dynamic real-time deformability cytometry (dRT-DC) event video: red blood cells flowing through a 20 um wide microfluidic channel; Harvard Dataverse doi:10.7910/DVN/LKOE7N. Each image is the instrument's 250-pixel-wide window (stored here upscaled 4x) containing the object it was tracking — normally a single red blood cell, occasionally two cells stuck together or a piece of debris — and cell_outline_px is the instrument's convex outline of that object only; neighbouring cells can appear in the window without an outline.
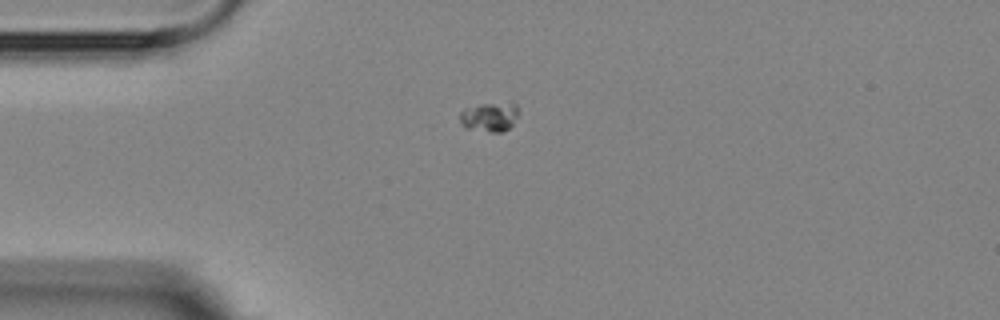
{"species": "Egyptian fruit bat (a non-hibernating species)", "species_latin": "Rousettus aegyptiacus", "temperature_condition": "room temperature", "stored_images_in_passage": 7, "camera_frame_rate_fps": 3000, "um_per_image_px": 0.085, "animal": {"sex": "female"}, "frame": {"image": 1, "passage_image": 4, "time_ms": 3.333, "image_size_px": [1000, 320], "cell_outline_px": [[520, 112], [512, 124], [504, 132], [488, 132], [464, 128], [460, 120], [460, 112], [464, 108], [480, 104], [512, 100], [516, 104]], "centroid_in_image_um": [41.65, 9.9], "position_along_channel_um": 43.4, "area_um2": 10.52}}
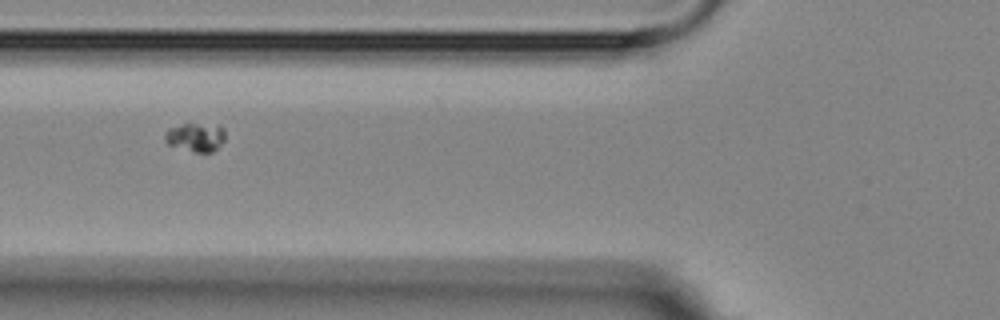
{"frame": {"image": 2, "passage_image": 6, "time_ms": 5.667, "image_size_px": [1000, 320], "cell_outline_px": [[224, 140], [212, 152], [192, 152], [168, 144], [164, 140], [164, 132], [168, 128], [180, 124], [220, 124], [224, 128]], "centroid_in_image_um": [16.61, 11.64], "position_along_channel_um": 109.2, "area_um2": 10.23}}
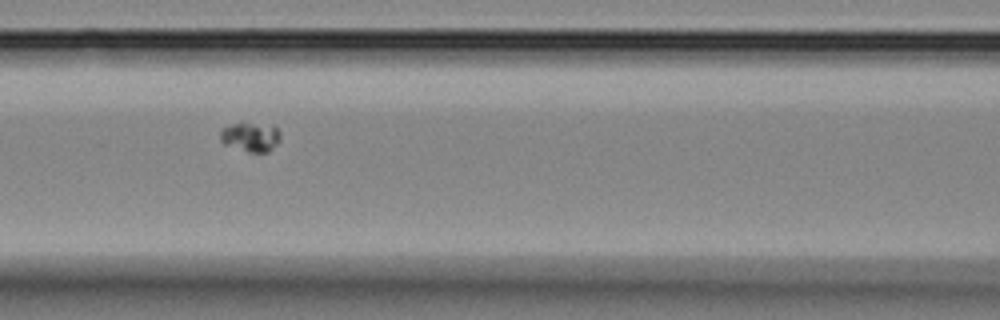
{"frame": {"image": 3, "passage_image": 7, "time_ms": 6.667, "image_size_px": [1000, 320], "cell_outline_px": [[280, 140], [268, 152], [248, 152], [224, 144], [220, 140], [220, 128], [240, 120], [276, 124], [280, 132]], "centroid_in_image_um": [21.3, 11.56], "position_along_channel_um": 145.3, "area_um2": 11.04}}